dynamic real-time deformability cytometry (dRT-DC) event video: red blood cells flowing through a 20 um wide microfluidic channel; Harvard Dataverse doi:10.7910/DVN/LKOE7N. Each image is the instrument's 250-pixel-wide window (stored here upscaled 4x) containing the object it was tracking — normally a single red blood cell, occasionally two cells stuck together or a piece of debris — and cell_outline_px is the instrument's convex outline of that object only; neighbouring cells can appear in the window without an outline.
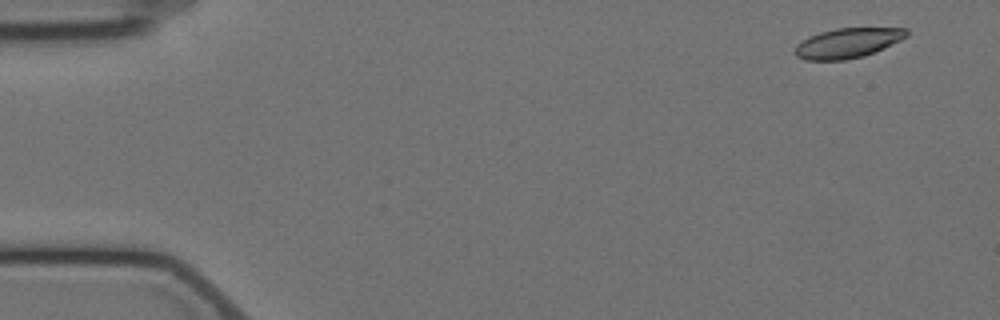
{"species": "Egyptian fruit bat (a non-hibernating species)", "species_latin": "Rousettus aegyptiacus", "temperature_condition": "cold", "stored_images_in_passage": 8, "camera_frame_rate_fps": 3000, "um_per_image_px": 0.085, "animal": {"sex": "female"}, "frame": {"image": 1, "passage_image": 2, "time_ms": 1.0, "image_size_px": [1000, 320], "cell_outline_px": [[908, 36], [900, 40], [864, 56], [844, 60], [804, 60], [796, 56], [792, 52], [796, 44], [808, 36], [820, 32], [836, 28], [908, 28]], "centroid_in_image_um": [71.99, 3.66], "position_along_channel_um": 13.0, "area_um2": 19.48}}
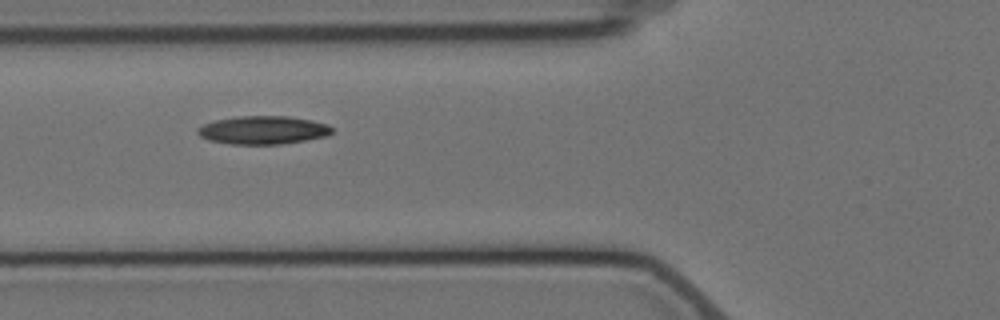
{"frame": {"image": 2, "passage_image": 7, "time_ms": 7.0, "image_size_px": [1000, 320], "cell_outline_px": [[332, 132], [328, 136], [280, 144], [232, 144], [208, 140], [200, 136], [196, 132], [196, 128], [204, 124], [216, 120], [236, 116], [288, 116], [312, 120], [328, 124], [332, 128]], "centroid_in_image_um": [22.35, 11.05], "position_along_channel_um": 103.5, "area_um2": 22.14}}
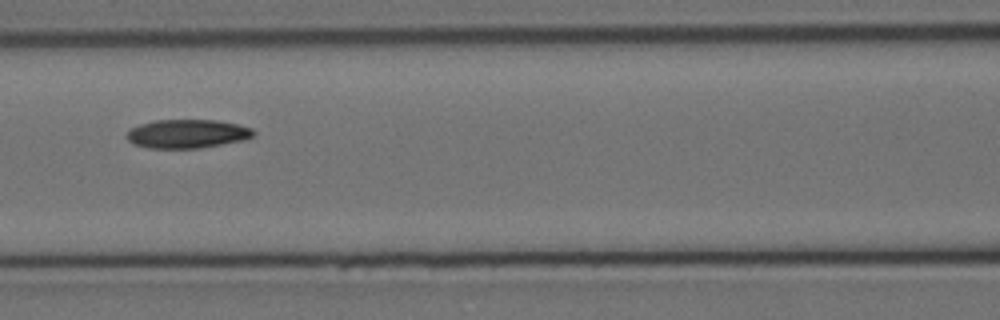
{"frame": {"image": 3, "passage_image": 8, "time_ms": 8.333, "image_size_px": [1000, 320], "cell_outline_px": [[256, 132], [252, 136], [244, 140], [200, 148], [148, 148], [132, 144], [124, 136], [132, 128], [140, 124], [156, 120], [216, 120], [236, 124], [252, 128]], "centroid_in_image_um": [15.89, 11.37], "position_along_channel_um": 150.7, "area_um2": 21.21}}